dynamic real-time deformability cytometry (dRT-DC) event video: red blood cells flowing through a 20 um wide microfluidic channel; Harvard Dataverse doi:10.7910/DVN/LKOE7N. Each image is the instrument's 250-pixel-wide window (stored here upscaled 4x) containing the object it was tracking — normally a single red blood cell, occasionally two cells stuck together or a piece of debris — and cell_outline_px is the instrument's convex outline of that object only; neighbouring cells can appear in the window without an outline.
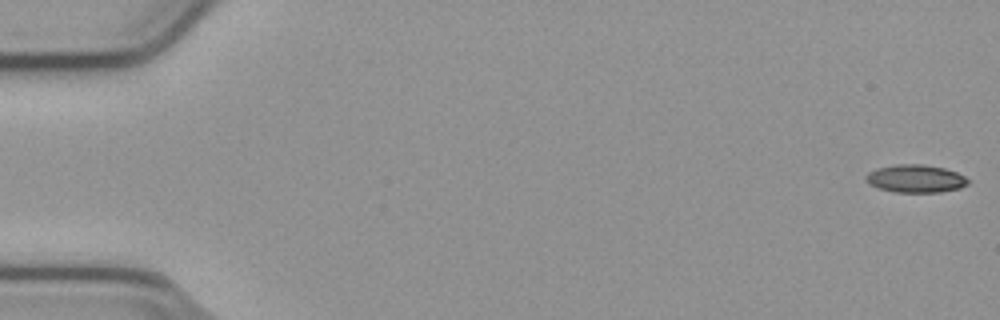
{"species": "common noctule bat (a hibernating species)", "species_latin": "Nyctalus noctula", "temperature_condition": "cold", "stored_images_in_passage": 54, "camera_frame_rate_fps": 3000, "um_per_image_px": 0.085, "animal": {"sex": "male", "body_mass_g": 23.1, "forearm_length_mm": 52.7}, "frame": {"image": 1, "passage_image": 1, "time_ms": 0.0, "image_size_px": [1000, 320], "cell_outline_px": [[968, 184], [960, 188], [940, 192], [896, 192], [880, 188], [868, 184], [864, 176], [868, 172], [876, 168], [896, 164], [920, 164], [944, 168], [956, 172], [964, 176], [968, 180]], "centroid_in_image_um": [77.8, 15.18], "position_along_channel_um": 7.2, "area_um2": 16.53}}
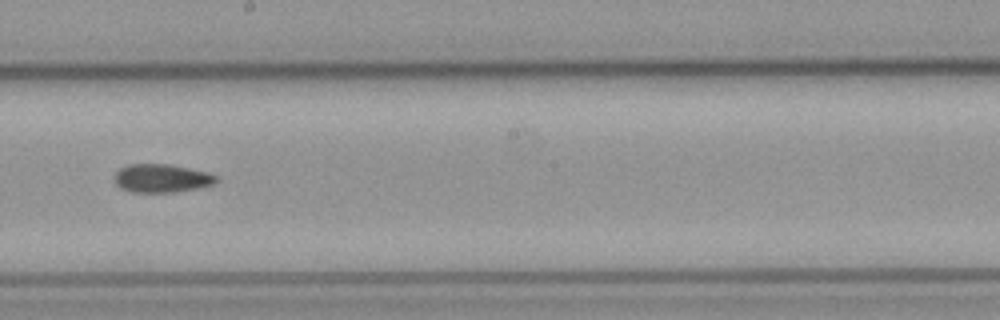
{"frame": {"image": 2, "passage_image": 31, "time_ms": 10.0, "image_size_px": [1000, 320], "cell_outline_px": [[216, 180], [212, 184], [172, 192], [132, 192], [120, 188], [116, 184], [116, 172], [120, 168], [128, 164], [168, 164], [208, 172], [216, 176]], "centroid_in_image_um": [13.68, 15.14], "position_along_channel_um": 234.5, "area_um2": 16.42}}
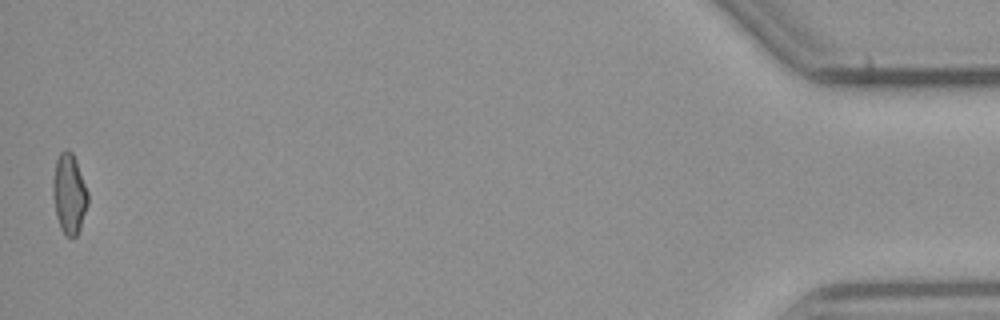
{"frame": {"image": 3, "passage_image": 54, "time_ms": 17.667, "image_size_px": [1000, 320], "cell_outline_px": [[88, 204], [80, 228], [76, 236], [68, 236], [60, 228], [56, 216], [52, 196], [52, 184], [56, 160], [60, 152], [68, 148], [72, 152], [76, 160], [88, 192]], "centroid_in_image_um": [5.87, 16.45], "position_along_channel_um": 429.3, "area_um2": 16.36}, "authors_computed_cell_mechanics": {"area_um2": 16.6464, "velocity_mm_per_s": 3.8213, "shape_relaxation_time_tau1_ms": null, "shape_relaxation_time_tau2_ms": 9.9454, "deformation_change_tau1": null, "deformation_change_tau2": 0.1874}}